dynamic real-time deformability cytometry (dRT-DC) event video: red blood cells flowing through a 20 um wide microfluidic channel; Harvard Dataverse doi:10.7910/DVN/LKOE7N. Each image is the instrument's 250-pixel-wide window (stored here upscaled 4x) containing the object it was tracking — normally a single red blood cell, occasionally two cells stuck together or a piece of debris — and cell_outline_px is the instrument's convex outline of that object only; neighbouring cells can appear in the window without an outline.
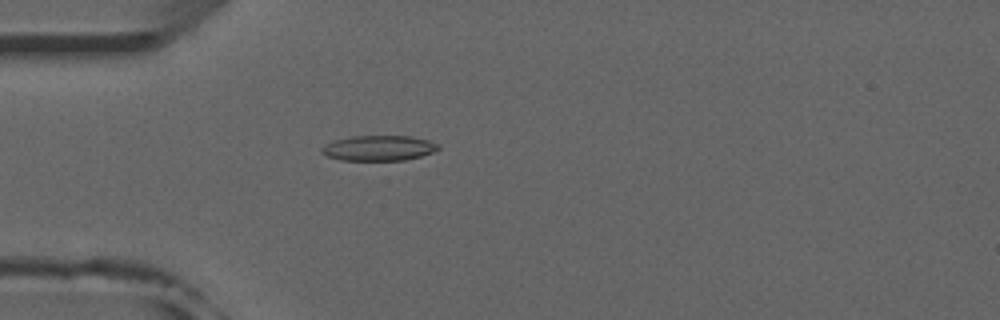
{"species": "common noctule bat (a hibernating species)", "species_latin": "Nyctalus noctula", "temperature_condition": "room temperature", "stored_images_in_passage": 12, "camera_frame_rate_fps": 3000, "um_per_image_px": 0.085, "animal": {"sex": "male", "forearm_length_mm": 52.5}, "frame": {"image": 1, "passage_image": 1, "time_ms": 0.0, "image_size_px": [1000, 320], "cell_outline_px": [[440, 148], [432, 152], [420, 156], [404, 160], [344, 160], [328, 156], [320, 152], [320, 148], [332, 140], [352, 136], [412, 136], [428, 140], [440, 144]], "centroid_in_image_um": [32.19, 12.57], "position_along_channel_um": 52.8, "area_um2": 17.17}}
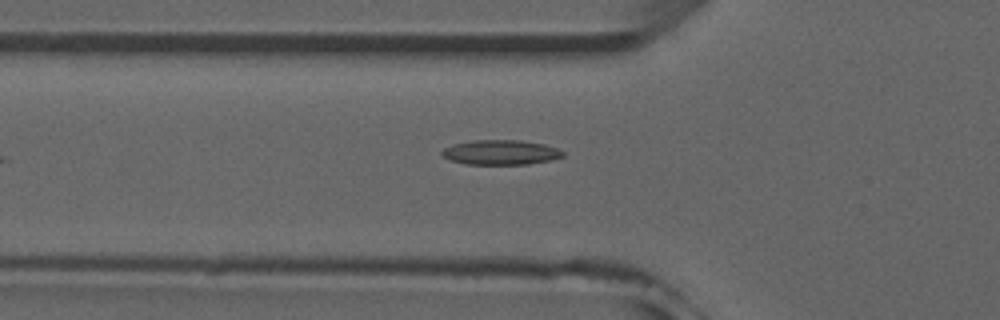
{"frame": {"image": 2, "passage_image": 4, "time_ms": 1.0, "image_size_px": [1000, 320], "cell_outline_px": [[564, 156], [552, 160], [528, 164], [468, 164], [448, 160], [440, 156], [440, 152], [444, 148], [456, 144], [472, 140], [520, 140], [544, 144], [556, 148], [564, 152]], "centroid_in_image_um": [42.54, 12.95], "position_along_channel_um": 83.3, "area_um2": 17.51}}
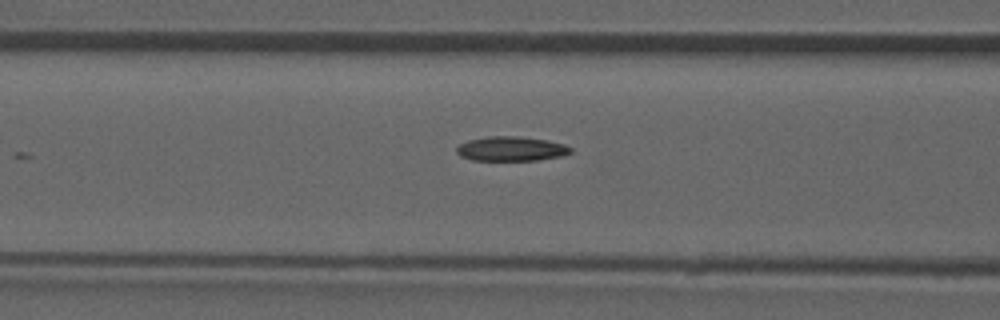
{"frame": {"image": 3, "passage_image": 7, "time_ms": 2.0, "image_size_px": [1000, 320], "cell_outline_px": [[572, 152], [564, 156], [536, 160], [472, 160], [460, 156], [456, 152], [456, 148], [460, 144], [468, 140], [488, 136], [516, 136], [548, 140], [564, 144], [572, 148]], "centroid_in_image_um": [43.46, 12.64], "position_along_channel_um": 123.1, "area_um2": 16.36}}